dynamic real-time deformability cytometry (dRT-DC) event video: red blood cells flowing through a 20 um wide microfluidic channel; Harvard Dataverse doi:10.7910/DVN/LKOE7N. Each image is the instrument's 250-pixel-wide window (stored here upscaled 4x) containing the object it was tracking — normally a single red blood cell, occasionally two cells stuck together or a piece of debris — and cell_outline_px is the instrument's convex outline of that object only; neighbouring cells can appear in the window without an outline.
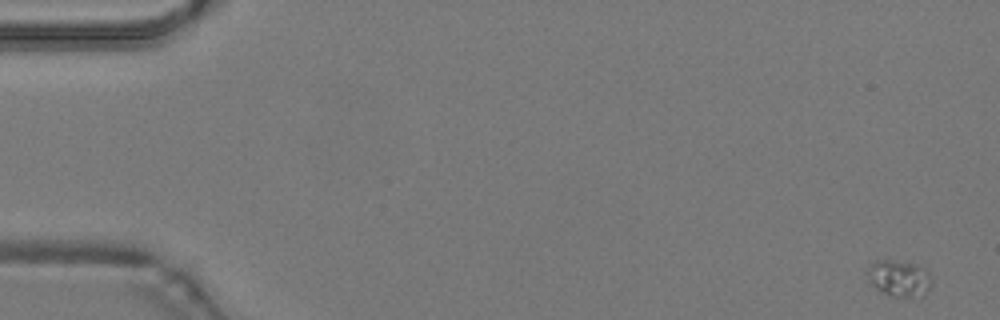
{"species": "common noctule bat (a hibernating species)", "species_latin": "Nyctalus noctula", "temperature_condition": "warm", "stored_images_in_passage": 49, "camera_frame_rate_fps": 3000, "um_per_image_px": 0.085, "animal": {"sex": "male", "body_mass_g": 19.2, "forearm_length_mm": 51.8}, "frame": {"image": 1, "passage_image": 1, "time_ms": 0.0, "image_size_px": [1000, 320], "cell_outline_px": [[932, 284], [924, 296], [888, 296], [880, 292], [868, 284], [868, 268], [876, 260], [892, 260], [916, 264], [924, 268], [928, 272]], "centroid_in_image_um": [76.4, 23.67], "position_along_channel_um": 8.6, "area_um2": 13.76}}